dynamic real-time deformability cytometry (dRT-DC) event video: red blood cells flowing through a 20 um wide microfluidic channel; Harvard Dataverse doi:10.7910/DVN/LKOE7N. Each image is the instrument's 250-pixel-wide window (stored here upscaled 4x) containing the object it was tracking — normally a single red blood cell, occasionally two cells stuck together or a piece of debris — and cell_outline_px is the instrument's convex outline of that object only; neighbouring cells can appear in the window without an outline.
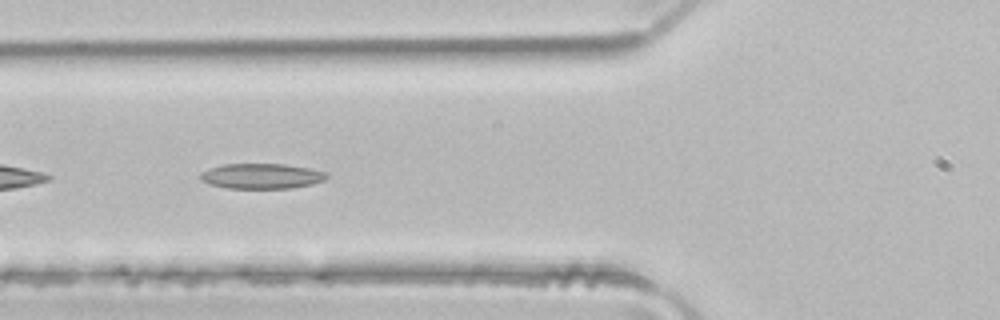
{"species": "common noctule bat (a hibernating species)", "species_latin": "Nyctalus noctula", "temperature_condition": "room temperature", "stored_images_in_passage": 21, "camera_frame_rate_fps": 3000, "um_per_image_px": 0.085, "animal": {"sex": "male", "body_mass_g": 21.5, "forearm_length_mm": 52.0}, "frame": {"image": 1, "passage_image": 4, "time_ms": 1.0, "image_size_px": [1000, 320], "cell_outline_px": [[328, 176], [324, 180], [312, 184], [292, 188], [224, 188], [208, 184], [200, 180], [200, 172], [208, 168], [224, 164], [284, 164], [308, 168], [328, 172]], "centroid_in_image_um": [22.2, 14.97], "position_along_channel_um": 103.6, "area_um2": 18.73}}
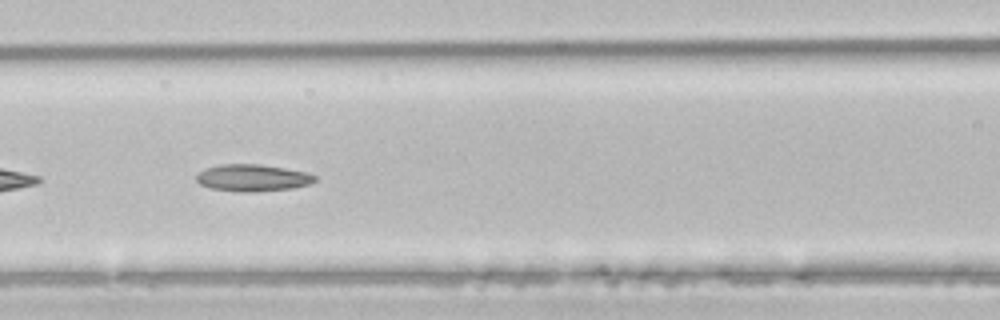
{"frame": {"image": 2, "passage_image": 7, "time_ms": 2.0, "image_size_px": [1000, 320], "cell_outline_px": [[316, 180], [308, 184], [292, 188], [252, 192], [240, 192], [212, 188], [200, 184], [196, 180], [196, 176], [204, 168], [220, 164], [260, 164], [284, 168], [304, 172], [316, 176]], "centroid_in_image_um": [21.43, 15.11], "position_along_channel_um": 145.2, "area_um2": 18.44}}
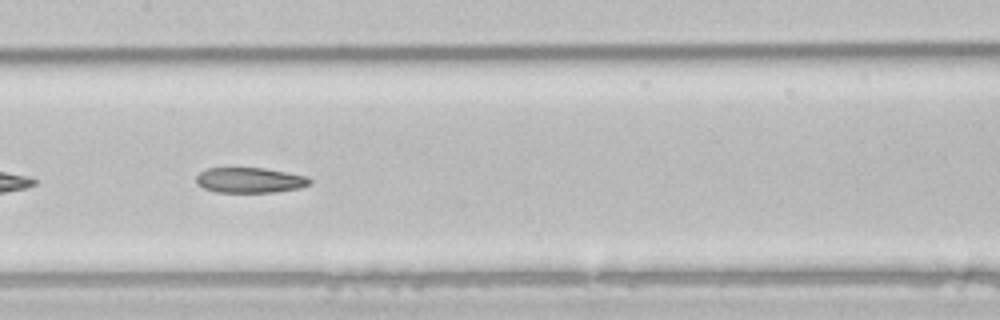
{"frame": {"image": 3, "passage_image": 10, "time_ms": 3.0, "image_size_px": [1000, 320], "cell_outline_px": [[312, 184], [300, 188], [276, 192], [216, 192], [204, 188], [196, 184], [196, 176], [200, 172], [208, 168], [264, 168], [308, 176], [312, 180]], "centroid_in_image_um": [21.27, 15.32], "position_along_channel_um": 186.1, "area_um2": 16.88}}